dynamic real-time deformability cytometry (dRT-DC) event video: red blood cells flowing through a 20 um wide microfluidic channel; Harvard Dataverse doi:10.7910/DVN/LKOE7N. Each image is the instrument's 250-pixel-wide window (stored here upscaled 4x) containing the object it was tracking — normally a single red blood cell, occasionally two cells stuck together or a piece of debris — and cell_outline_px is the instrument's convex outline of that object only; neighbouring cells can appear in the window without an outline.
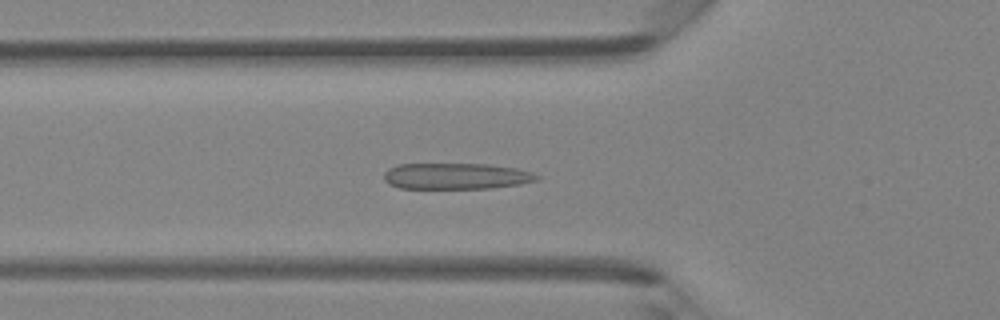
{"species": "Egyptian fruit bat (a non-hibernating species)", "species_latin": "Rousettus aegyptiacus", "temperature_condition": "room temperature", "stored_images_in_passage": 42, "camera_frame_rate_fps": 3000, "um_per_image_px": 0.085, "animal": {"sex": "female"}, "frame": {"image": 1, "passage_image": 12, "time_ms": 3.667, "image_size_px": [1000, 320], "cell_outline_px": [[540, 180], [520, 184], [492, 188], [400, 188], [388, 184], [384, 180], [384, 172], [388, 168], [400, 164], [488, 164], [516, 168], [532, 172], [540, 176]], "centroid_in_image_um": [38.79, 14.97], "position_along_channel_um": 87.0, "area_um2": 23.41}}
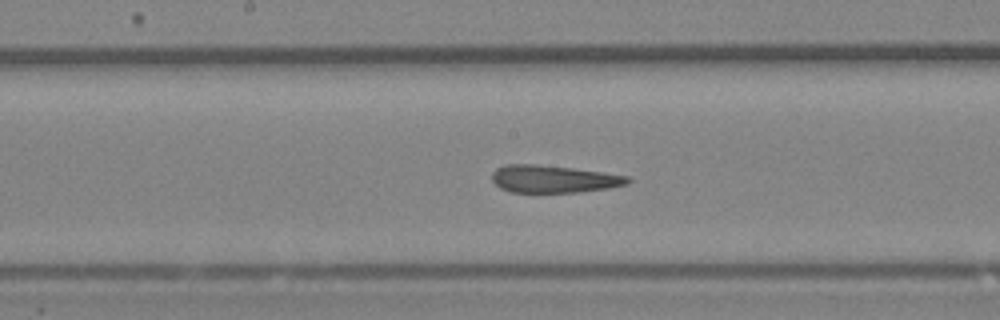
{"frame": {"image": 2, "passage_image": 20, "time_ms": 6.333, "image_size_px": [1000, 320], "cell_outline_px": [[632, 180], [628, 184], [608, 188], [576, 192], [508, 192], [500, 188], [492, 180], [492, 172], [496, 168], [504, 164], [536, 164], [572, 168], [628, 176]], "centroid_in_image_um": [47.01, 15.21], "position_along_channel_um": 201.2, "area_um2": 21.68}}
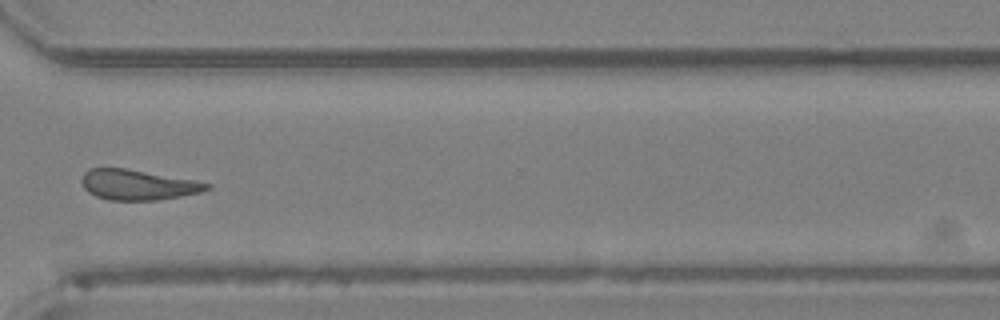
{"frame": {"image": 3, "passage_image": 31, "time_ms": 10.0, "image_size_px": [1000, 320], "cell_outline_px": [[212, 188], [200, 192], [180, 196], [156, 200], [108, 200], [96, 196], [88, 192], [84, 188], [80, 180], [84, 172], [88, 168], [124, 168], [196, 180], [212, 184]], "centroid_in_image_um": [11.7, 15.7], "position_along_channel_um": 358.9, "area_um2": 22.14}, "authors_computed_cell_mechanics": {"area_um2": 22.7443, "velocity_mm_per_s": 4.2852, "shape_relaxation_time_tau1_ms": 4.933, "shape_relaxation_time_tau2_ms": 2.4049, "deformation_change_tau1": 0.1661, "deformation_change_tau2": 0.1166}}